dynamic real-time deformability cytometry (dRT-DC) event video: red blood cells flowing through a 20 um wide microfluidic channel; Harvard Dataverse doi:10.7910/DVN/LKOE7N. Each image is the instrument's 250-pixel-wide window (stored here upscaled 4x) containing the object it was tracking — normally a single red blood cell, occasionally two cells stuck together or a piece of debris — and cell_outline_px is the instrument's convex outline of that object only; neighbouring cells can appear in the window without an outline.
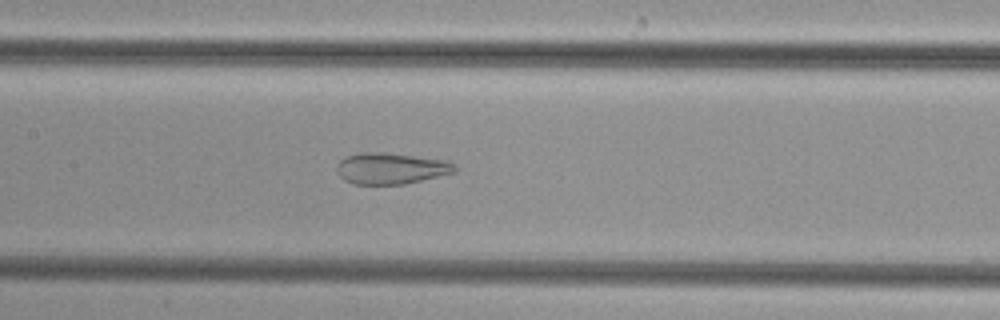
{"species": "common noctule bat (a hibernating species)", "species_latin": "Nyctalus noctula", "temperature_condition": "cold", "stored_images_in_passage": 44, "camera_frame_rate_fps": 3000, "um_per_image_px": 0.085, "animal": {"sex": "female", "body_mass_g": 29.2, "forearm_length_mm": 56.3}, "frame": {"image": 1, "passage_image": 18, "time_ms": 5.667, "image_size_px": [1000, 320], "cell_outline_px": [[456, 172], [404, 184], [352, 184], [344, 180], [336, 172], [336, 164], [344, 156], [360, 152], [380, 152], [448, 160], [456, 164]], "centroid_in_image_um": [33.2, 14.31], "position_along_channel_um": 174.2, "area_um2": 21.68}}
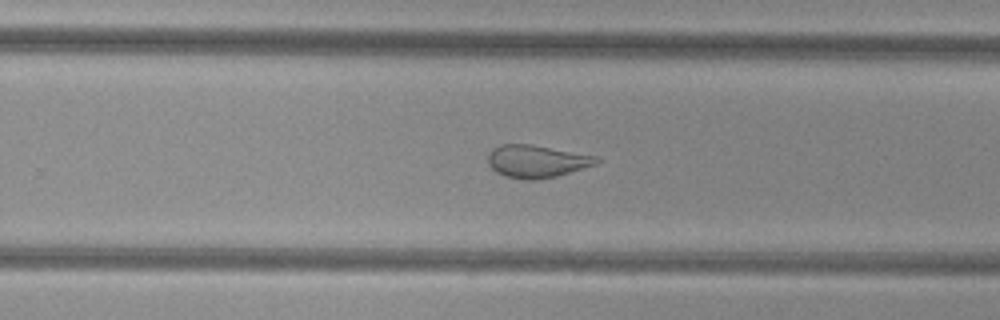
{"frame": {"image": 2, "passage_image": 26, "time_ms": 8.333, "image_size_px": [1000, 320], "cell_outline_px": [[600, 160], [596, 164], [556, 176], [536, 180], [524, 180], [504, 176], [496, 172], [488, 164], [488, 156], [492, 148], [500, 144], [532, 144], [596, 156]], "centroid_in_image_um": [45.57, 13.71], "position_along_channel_um": 284.2, "area_um2": 20.58}}
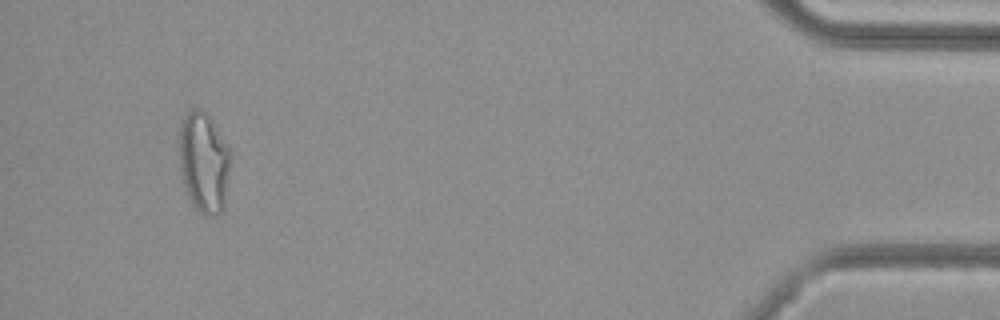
{"frame": {"image": 3, "passage_image": 41, "time_ms": 13.333, "image_size_px": [1000, 320], "cell_outline_px": [[232, 156], [224, 208], [216, 216], [204, 216], [188, 200], [180, 172], [180, 120], [192, 108], [200, 108], [212, 120], [232, 148]], "centroid_in_image_um": [17.36, 13.8], "position_along_channel_um": 417.8, "area_um2": 30.92}}